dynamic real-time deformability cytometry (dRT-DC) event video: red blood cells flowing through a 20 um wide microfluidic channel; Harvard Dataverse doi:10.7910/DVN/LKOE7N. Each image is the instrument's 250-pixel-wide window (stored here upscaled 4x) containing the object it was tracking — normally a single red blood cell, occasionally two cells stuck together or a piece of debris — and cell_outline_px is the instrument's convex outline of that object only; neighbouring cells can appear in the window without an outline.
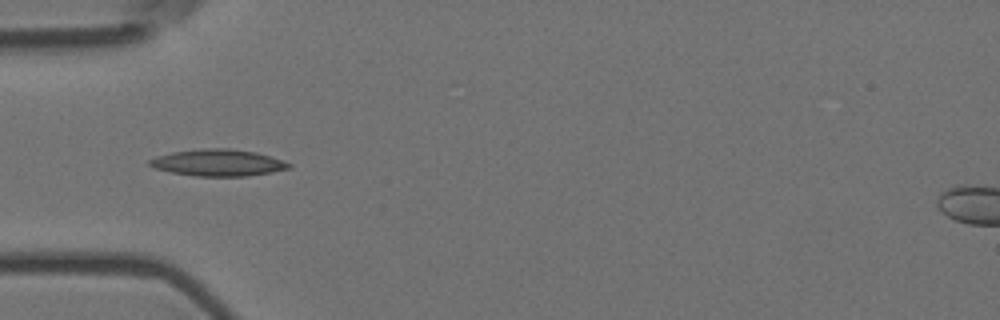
{"species": "Egyptian fruit bat (a non-hibernating species)", "species_latin": "Rousettus aegyptiacus", "temperature_condition": "room temperature", "stored_images_in_passage": 1, "camera_frame_rate_fps": 3000, "um_per_image_px": 0.085, "animal": {"sex": "female"}, "frame": {"image": 1, "passage_image": 1, "time_ms": 0.0, "image_size_px": [1000, 320], "cell_outline_px": [[292, 168], [272, 172], [248, 176], [196, 176], [172, 172], [156, 168], [148, 164], [148, 160], [156, 156], [172, 152], [204, 148], [228, 148], [256, 152], [284, 160], [292, 164]], "centroid_in_image_um": [18.58, 13.82], "position_along_channel_um": 66.4, "area_um2": 21.73}}